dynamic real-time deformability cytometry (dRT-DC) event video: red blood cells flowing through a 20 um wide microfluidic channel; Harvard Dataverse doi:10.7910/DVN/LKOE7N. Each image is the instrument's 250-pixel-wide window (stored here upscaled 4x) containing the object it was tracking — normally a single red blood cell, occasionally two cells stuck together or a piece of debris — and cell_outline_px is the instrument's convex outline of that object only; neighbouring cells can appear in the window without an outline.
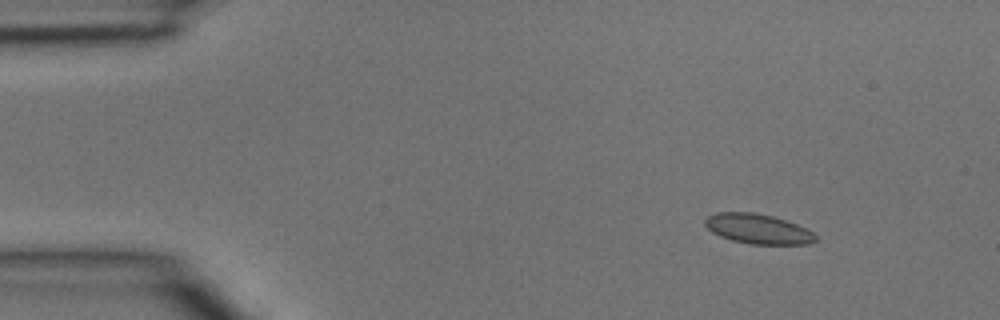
{"species": "common noctule bat (a hibernating species)", "species_latin": "Nyctalus noctula", "temperature_condition": "room temperature", "stored_images_in_passage": 4, "camera_frame_rate_fps": 3000, "um_per_image_px": 0.085, "animal": {"sex": "male", "body_mass_g": 15.6}, "frame": {"image": 1, "passage_image": 2, "time_ms": 0.333, "image_size_px": [1000, 320], "cell_outline_px": [[816, 240], [808, 244], [752, 244], [732, 240], [720, 236], [712, 232], [704, 224], [704, 220], [708, 216], [716, 212], [752, 212], [772, 216], [796, 224], [812, 232], [816, 236]], "centroid_in_image_um": [64.39, 19.45], "position_along_channel_um": 20.6, "area_um2": 19.02}}
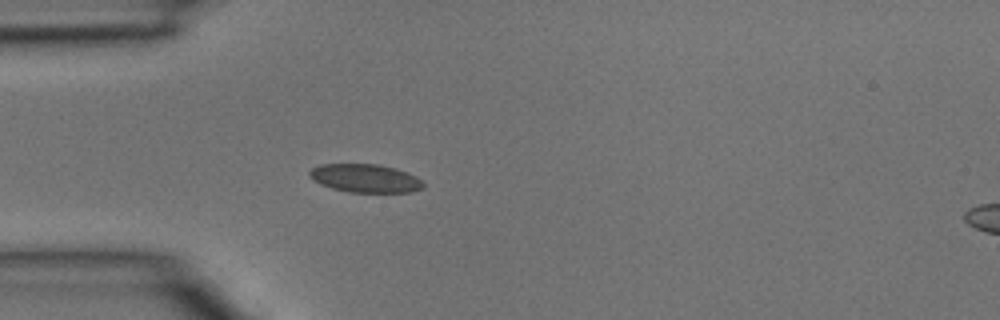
{"frame": {"image": 2, "passage_image": 4, "time_ms": 1.0, "image_size_px": [1000, 320], "cell_outline_px": [[424, 188], [412, 192], [348, 192], [332, 188], [320, 184], [312, 180], [308, 176], [308, 172], [312, 168], [320, 164], [380, 164], [396, 168], [408, 172], [416, 176], [424, 184]], "centroid_in_image_um": [31.04, 15.15], "position_along_channel_um": 54.0, "area_um2": 19.02}}